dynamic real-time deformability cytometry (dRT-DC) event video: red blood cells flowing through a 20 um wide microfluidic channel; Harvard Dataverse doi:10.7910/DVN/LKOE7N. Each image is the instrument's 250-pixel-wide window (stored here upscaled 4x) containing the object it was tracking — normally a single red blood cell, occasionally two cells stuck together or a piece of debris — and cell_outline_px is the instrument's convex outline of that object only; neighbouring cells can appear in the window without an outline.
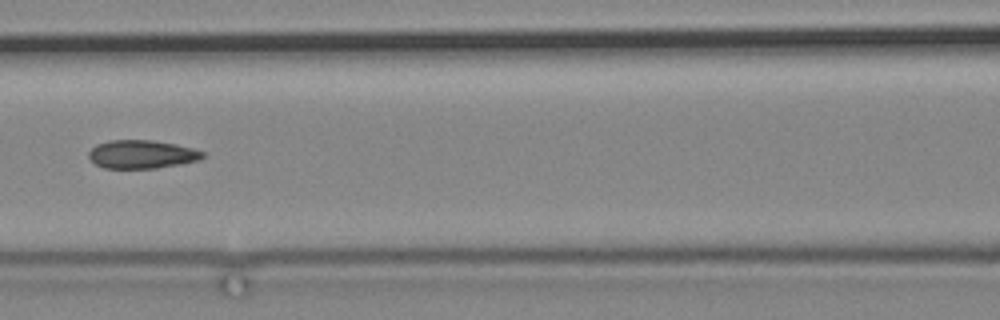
{"species": "common noctule bat (a hibernating species)", "species_latin": "Nyctalus noctula", "temperature_condition": "cold", "stored_images_in_passage": 8, "camera_frame_rate_fps": 3000, "um_per_image_px": 0.085, "animal": {"sex": "male", "body_mass_g": 19.2, "forearm_length_mm": 51.8}, "frame": {"image": 1, "passage_image": 4, "time_ms": 3.667, "image_size_px": [1000, 320], "cell_outline_px": [[204, 156], [200, 160], [180, 164], [156, 168], [104, 168], [96, 164], [88, 156], [88, 152], [96, 144], [108, 140], [152, 140], [176, 144], [192, 148], [204, 152]], "centroid_in_image_um": [12.05, 13.11], "position_along_channel_um": 154.6, "area_um2": 18.84}}
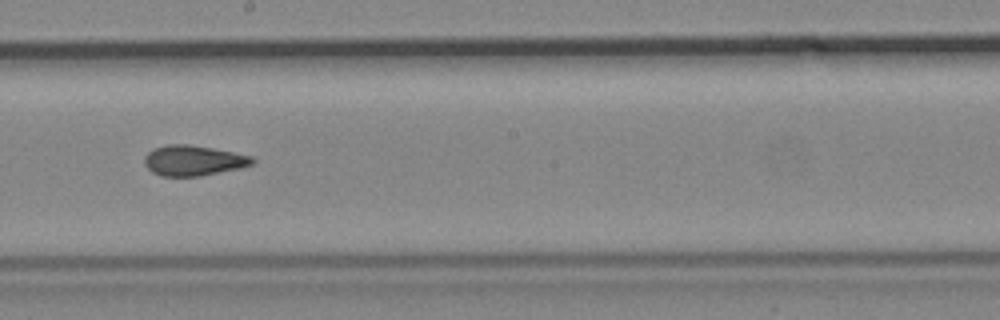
{"frame": {"image": 2, "passage_image": 6, "time_ms": 6.0, "image_size_px": [1000, 320], "cell_outline_px": [[256, 160], [252, 164], [244, 168], [200, 176], [160, 176], [152, 172], [144, 164], [144, 156], [152, 148], [168, 144], [188, 144], [212, 148], [252, 156]], "centroid_in_image_um": [16.44, 13.65], "position_along_channel_um": 231.8, "area_um2": 19.31}}
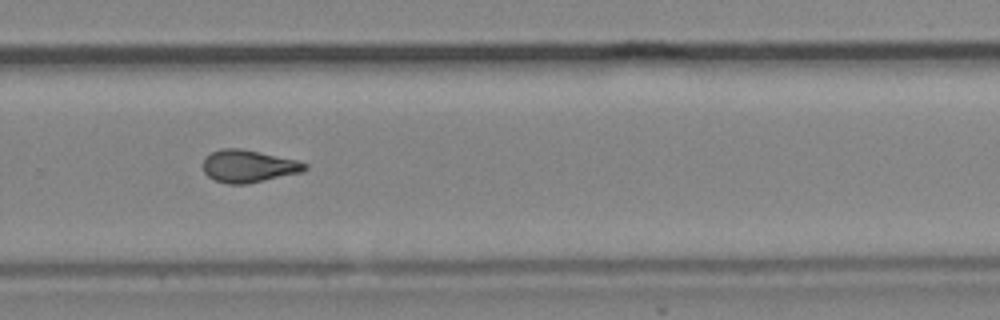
{"frame": {"image": 3, "passage_image": 8, "time_ms": 8.333, "image_size_px": [1000, 320], "cell_outline_px": [[308, 168], [304, 172], [244, 184], [228, 184], [216, 180], [208, 176], [204, 172], [204, 156], [220, 148], [240, 148], [260, 152], [296, 160], [308, 164]], "centroid_in_image_um": [21.13, 14.11], "position_along_channel_um": 308.7, "area_um2": 19.19}}